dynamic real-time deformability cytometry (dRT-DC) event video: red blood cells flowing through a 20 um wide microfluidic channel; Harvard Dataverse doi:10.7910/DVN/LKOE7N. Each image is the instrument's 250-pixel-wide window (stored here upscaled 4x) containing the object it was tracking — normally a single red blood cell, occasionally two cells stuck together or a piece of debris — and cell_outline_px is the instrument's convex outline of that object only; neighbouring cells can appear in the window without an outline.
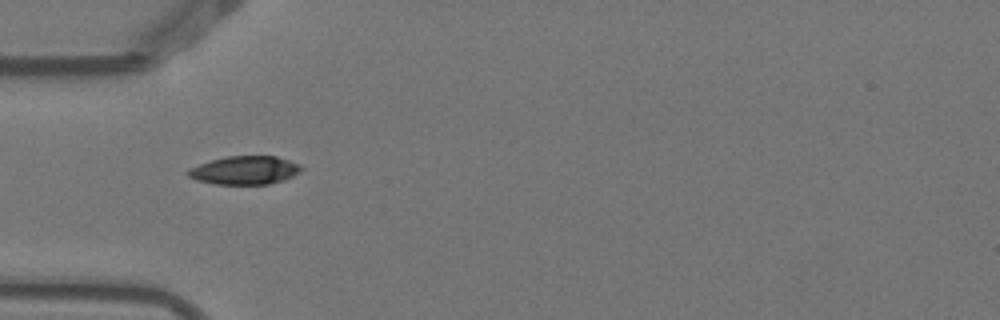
{"species": "Egyptian fruit bat (a non-hibernating species)", "species_latin": "Rousettus aegyptiacus", "temperature_condition": "warm", "stored_images_in_passage": 8, "camera_frame_rate_fps": 3000, "um_per_image_px": 0.085, "animal": {"sex": "female"}, "frame": {"image": 1, "passage_image": 4, "time_ms": 1.0, "image_size_px": [1000, 320], "cell_outline_px": [[304, 168], [300, 172], [284, 180], [268, 184], [216, 184], [196, 180], [188, 176], [188, 168], [212, 160], [228, 156], [276, 156], [300, 164]], "centroid_in_image_um": [20.83, 14.47], "position_along_channel_um": 64.2, "area_um2": 18.67}}
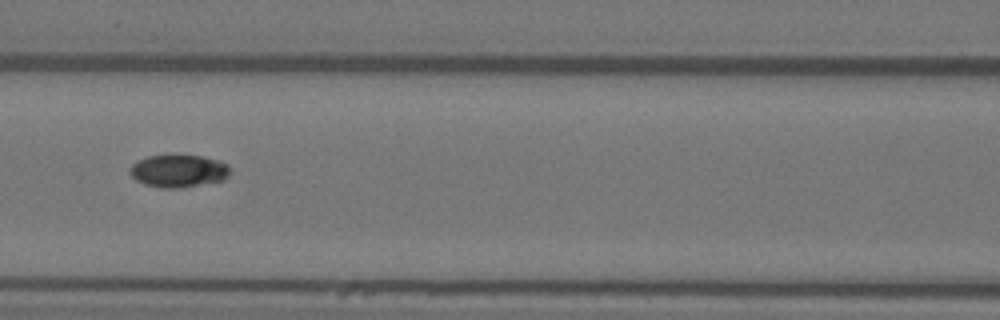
{"frame": {"image": 2, "passage_image": 6, "time_ms": 1.667, "image_size_px": [1000, 320], "cell_outline_px": [[228, 176], [224, 180], [180, 188], [160, 188], [144, 184], [136, 180], [132, 176], [132, 164], [136, 160], [148, 156], [204, 156], [220, 160], [228, 164]], "centroid_in_image_um": [15.19, 14.54], "position_along_channel_um": 151.4, "area_um2": 18.84}}
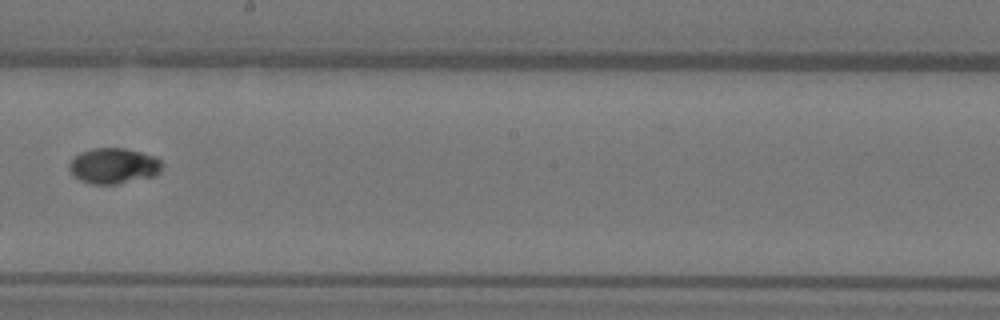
{"frame": {"image": 3, "passage_image": 8, "time_ms": 2.333, "image_size_px": [1000, 320], "cell_outline_px": [[164, 164], [160, 172], [156, 176], [116, 184], [92, 184], [80, 180], [68, 168], [68, 164], [80, 152], [92, 148], [124, 148], [156, 156]], "centroid_in_image_um": [9.7, 14.09], "position_along_channel_um": 238.5, "area_um2": 19.36}}